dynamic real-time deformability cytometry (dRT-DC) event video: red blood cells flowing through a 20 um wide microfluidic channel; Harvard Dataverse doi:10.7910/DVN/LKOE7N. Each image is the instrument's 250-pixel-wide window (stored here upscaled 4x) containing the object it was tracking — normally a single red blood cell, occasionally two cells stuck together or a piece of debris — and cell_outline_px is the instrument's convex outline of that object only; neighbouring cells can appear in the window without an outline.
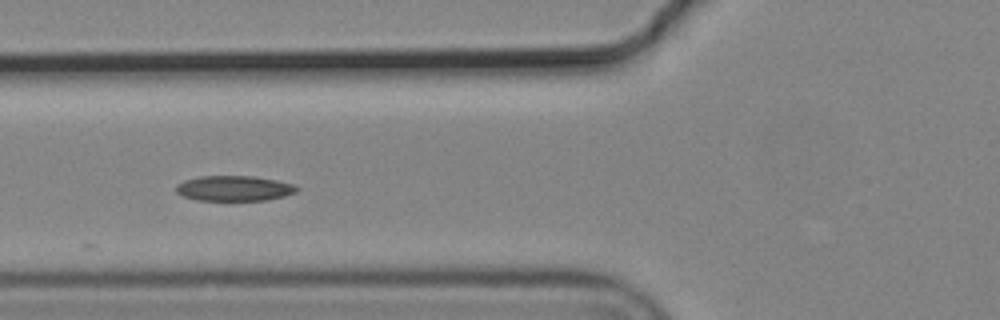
{"species": "common noctule bat (a hibernating species)", "species_latin": "Nyctalus noctula", "temperature_condition": "cold", "stored_images_in_passage": 8, "camera_frame_rate_fps": 3000, "um_per_image_px": 0.085, "animal": {"sex": "male", "body_mass_g": 19.2, "forearm_length_mm": 51.8}, "frame": {"image": 1, "passage_image": 4, "time_ms": 1.0, "image_size_px": [1000, 320], "cell_outline_px": [[300, 188], [296, 192], [284, 196], [268, 200], [196, 200], [184, 196], [176, 192], [176, 184], [184, 180], [200, 176], [252, 176], [276, 180], [296, 184]], "centroid_in_image_um": [19.93, 16.0], "position_along_channel_um": 105.9, "area_um2": 17.86}}
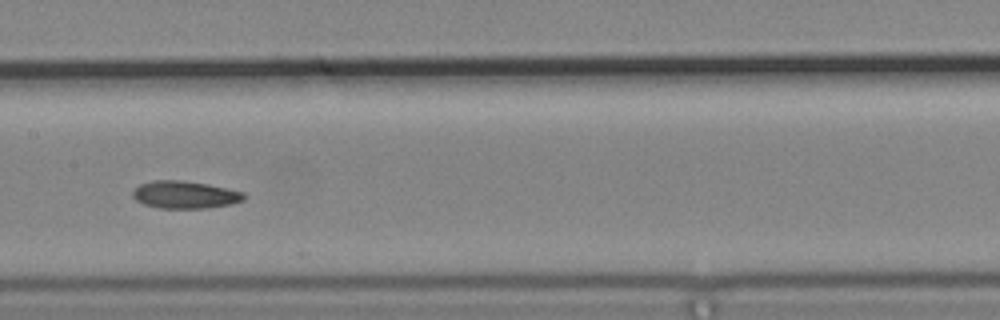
{"frame": {"image": 2, "passage_image": 6, "time_ms": 1.667, "image_size_px": [1000, 320], "cell_outline_px": [[248, 196], [244, 200], [228, 204], [208, 208], [160, 208], [144, 204], [136, 200], [132, 196], [132, 192], [140, 184], [152, 180], [180, 180], [208, 184], [244, 192]], "centroid_in_image_um": [15.73, 16.55], "position_along_channel_um": 191.7, "area_um2": 17.8}}
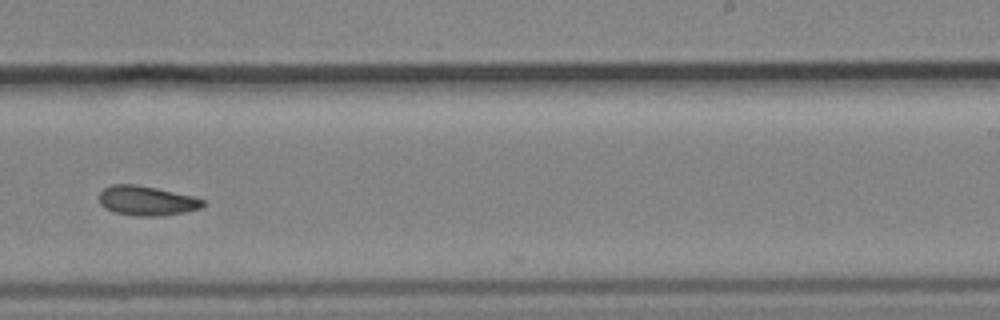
{"frame": {"image": 3, "passage_image": 8, "time_ms": 2.333, "image_size_px": [1000, 320], "cell_outline_px": [[204, 204], [200, 208], [184, 212], [160, 216], [136, 216], [116, 212], [104, 208], [100, 204], [100, 192], [104, 188], [112, 184], [136, 184], [156, 188], [192, 196], [204, 200]], "centroid_in_image_um": [12.44, 17.06], "position_along_channel_um": 276.6, "area_um2": 17.74}}